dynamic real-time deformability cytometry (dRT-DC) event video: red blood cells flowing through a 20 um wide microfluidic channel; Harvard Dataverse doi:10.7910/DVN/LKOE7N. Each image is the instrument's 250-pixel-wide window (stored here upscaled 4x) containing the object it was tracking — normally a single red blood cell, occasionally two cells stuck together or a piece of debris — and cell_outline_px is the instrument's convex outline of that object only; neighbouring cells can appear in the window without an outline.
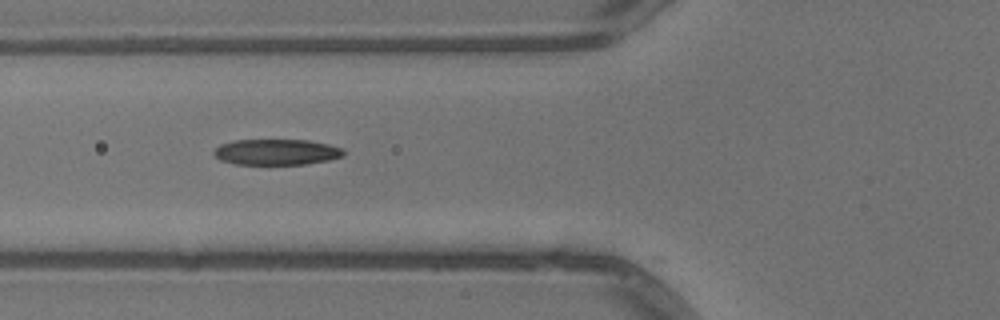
{"species": "common noctule bat (a hibernating species)", "species_latin": "Nyctalus noctula", "temperature_condition": "warm", "stored_images_in_passage": 39, "camera_frame_rate_fps": 3000, "um_per_image_px": 0.085, "animal": {"sex": "male", "body_mass_g": 13.3}, "frame": {"image": 1, "passage_image": 9, "time_ms": 2.667, "image_size_px": [1000, 320], "cell_outline_px": [[344, 156], [328, 160], [304, 164], [232, 164], [220, 160], [212, 152], [220, 144], [232, 140], [308, 140], [328, 144], [344, 148]], "centroid_in_image_um": [23.49, 12.92], "position_along_channel_um": 102.3, "area_um2": 19.59}}
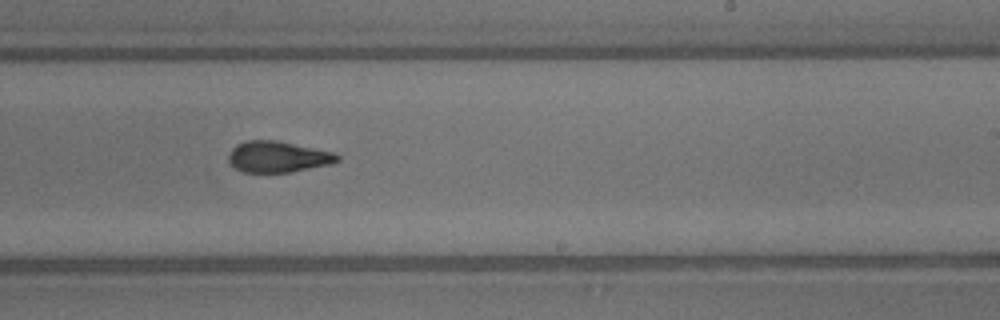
{"frame": {"image": 2, "passage_image": 21, "time_ms": 6.667, "image_size_px": [1000, 320], "cell_outline_px": [[340, 160], [332, 164], [292, 172], [244, 172], [228, 164], [228, 156], [232, 148], [236, 144], [248, 140], [276, 140], [336, 152], [340, 156]], "centroid_in_image_um": [23.64, 13.32], "position_along_channel_um": 265.4, "area_um2": 20.0}}
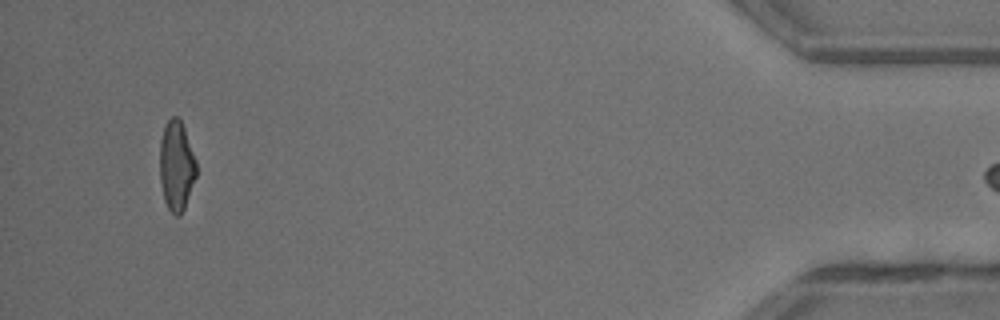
{"frame": {"image": 3, "passage_image": 38, "time_ms": 12.333, "image_size_px": [1000, 320], "cell_outline_px": [[196, 176], [184, 208], [180, 216], [176, 216], [168, 208], [164, 200], [160, 180], [160, 140], [164, 124], [172, 116], [176, 116], [180, 120], [184, 128], [196, 160]], "centroid_in_image_um": [14.98, 14.08], "position_along_channel_um": 420.2, "area_um2": 19.07}}